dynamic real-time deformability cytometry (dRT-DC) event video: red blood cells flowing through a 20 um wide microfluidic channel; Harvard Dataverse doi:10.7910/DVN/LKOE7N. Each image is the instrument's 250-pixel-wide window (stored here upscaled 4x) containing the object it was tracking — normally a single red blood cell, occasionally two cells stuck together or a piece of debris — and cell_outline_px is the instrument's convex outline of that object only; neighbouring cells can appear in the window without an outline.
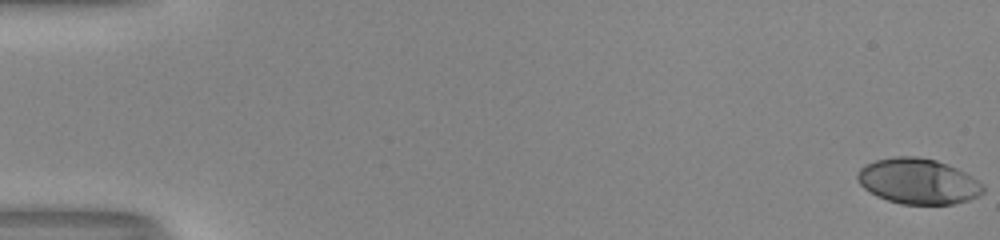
{"species": "human", "species_latin": "Homo sapiens", "temperature_condition": "room temperature", "stored_images_in_passage": 53, "camera_frame_rate_fps": 3000, "um_per_image_px": 0.085, "donor": {"sex": "male"}, "frame": {"image": 1, "passage_image": 1, "time_ms": 0.0, "image_size_px": [1000, 240], "cell_outline_px": [[984, 192], [980, 196], [968, 200], [952, 204], [900, 204], [876, 196], [864, 188], [860, 184], [856, 176], [860, 168], [864, 164], [876, 160], [896, 156], [916, 156], [936, 160], [948, 164], [972, 176], [984, 184]], "centroid_in_image_um": [78.05, 15.41], "position_along_channel_um": 7.0, "area_um2": 33.52}}
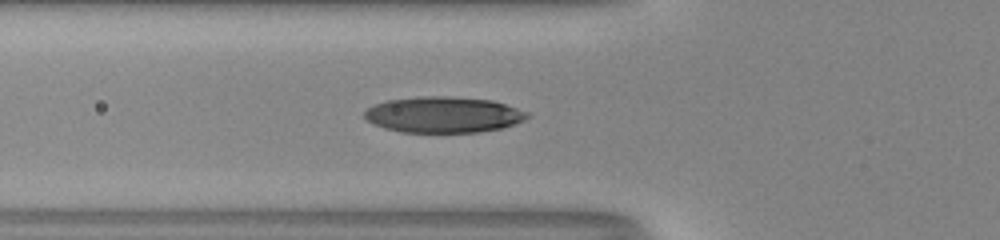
{"frame": {"image": 2, "passage_image": 21, "time_ms": 6.667, "image_size_px": [1000, 240], "cell_outline_px": [[528, 116], [524, 120], [516, 124], [500, 128], [476, 132], [400, 132], [384, 128], [368, 120], [364, 116], [364, 112], [368, 108], [376, 104], [388, 100], [420, 96], [448, 96], [492, 100], [528, 112]], "centroid_in_image_um": [37.69, 9.74], "position_along_channel_um": 88.1, "area_um2": 33.87}}
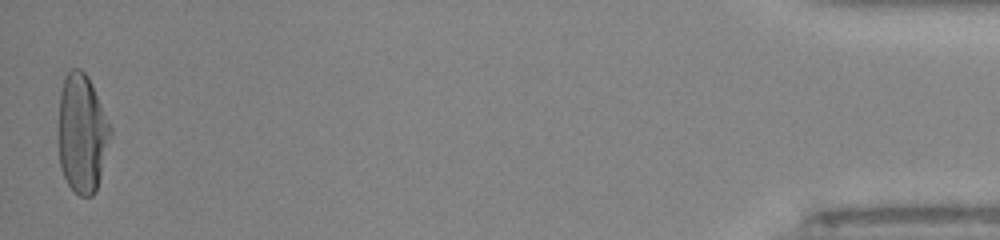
{"frame": {"image": 3, "passage_image": 53, "time_ms": 17.333, "image_size_px": [1000, 240], "cell_outline_px": [[112, 136], [96, 192], [92, 196], [80, 196], [68, 184], [60, 168], [60, 92], [64, 76], [72, 68], [80, 68], [88, 76], [92, 84], [112, 128]], "centroid_in_image_um": [7.01, 11.34], "position_along_channel_um": 428.2, "area_um2": 35.89}, "authors_computed_cell_mechanics": {"area_um2": 33.6974, "velocity_mm_per_s": 4.0456, "shape_relaxation_time_tau1_ms": 5.6883, "shape_relaxation_time_tau2_ms": null, "deformation_change_tau1": 0.2643, "deformation_change_tau2": null}}